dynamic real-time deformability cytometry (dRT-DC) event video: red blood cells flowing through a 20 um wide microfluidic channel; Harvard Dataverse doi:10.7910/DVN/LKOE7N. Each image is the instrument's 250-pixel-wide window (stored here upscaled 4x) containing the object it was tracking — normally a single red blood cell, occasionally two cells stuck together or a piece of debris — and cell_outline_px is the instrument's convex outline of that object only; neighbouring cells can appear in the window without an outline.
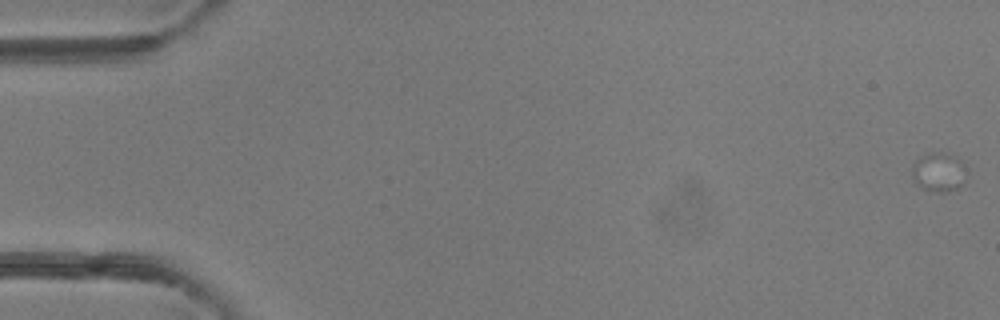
{"species": "common noctule bat (a hibernating species)", "species_latin": "Nyctalus noctula", "temperature_condition": "room temperature", "stored_images_in_passage": 7, "camera_frame_rate_fps": 3000, "um_per_image_px": 0.085, "animal": {"sex": "female"}, "frame": {"image": 1, "passage_image": 1, "time_ms": 0.0, "image_size_px": [1000, 320], "cell_outline_px": [[964, 184], [948, 192], [936, 192], [924, 188], [916, 184], [912, 180], [912, 168], [916, 160], [928, 152], [944, 152], [956, 156], [964, 180]], "centroid_in_image_um": [79.71, 14.64], "position_along_channel_um": 5.3, "area_um2": 11.96}}